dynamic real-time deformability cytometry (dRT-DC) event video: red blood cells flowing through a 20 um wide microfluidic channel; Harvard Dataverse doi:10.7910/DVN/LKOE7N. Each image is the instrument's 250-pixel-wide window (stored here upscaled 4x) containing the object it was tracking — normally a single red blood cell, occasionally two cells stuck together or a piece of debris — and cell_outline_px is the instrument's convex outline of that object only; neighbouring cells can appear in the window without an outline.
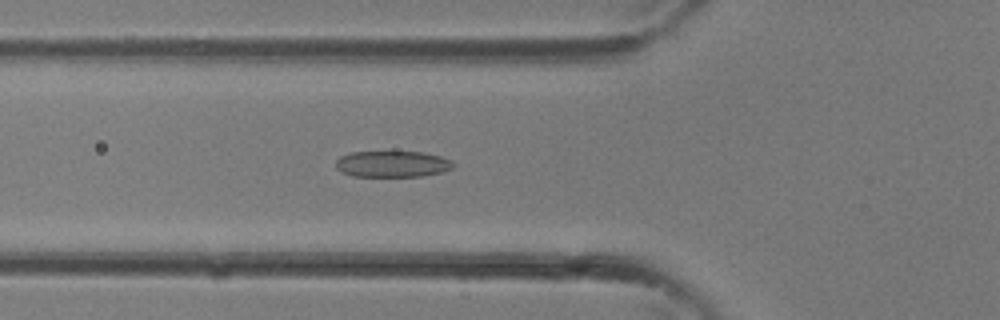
{"species": "common noctule bat (a hibernating species)", "species_latin": "Nyctalus noctula", "temperature_condition": "room temperature", "stored_images_in_passage": 26, "camera_frame_rate_fps": 3000, "um_per_image_px": 0.085, "animal": {"sex": "female"}, "frame": {"image": 1, "passage_image": 4, "time_ms": 1.0, "image_size_px": [1000, 320], "cell_outline_px": [[456, 164], [452, 168], [444, 172], [420, 176], [352, 176], [340, 172], [336, 168], [336, 160], [340, 156], [352, 152], [392, 148], [424, 152], [440, 156], [452, 160]], "centroid_in_image_um": [33.35, 13.88], "position_along_channel_um": 92.4, "area_um2": 19.13}}
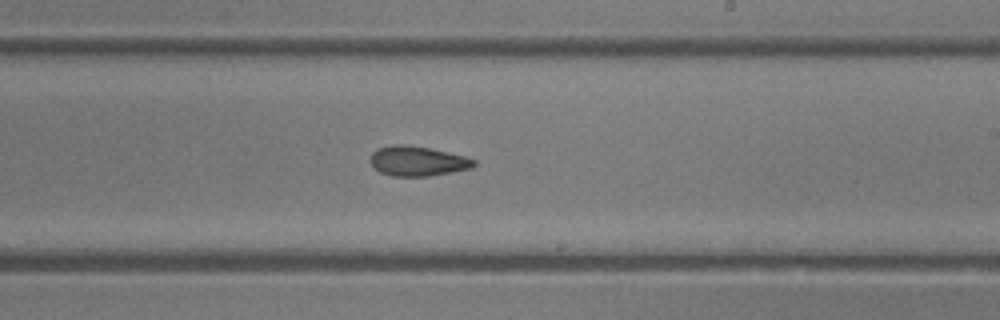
{"frame": {"image": 2, "passage_image": 12, "time_ms": 3.667, "image_size_px": [1000, 320], "cell_outline_px": [[476, 164], [472, 168], [452, 172], [428, 176], [392, 176], [380, 172], [368, 160], [372, 152], [376, 148], [392, 144], [404, 144], [428, 148], [464, 156], [476, 160]], "centroid_in_image_um": [35.46, 13.69], "position_along_channel_um": 253.5, "area_um2": 18.03}}
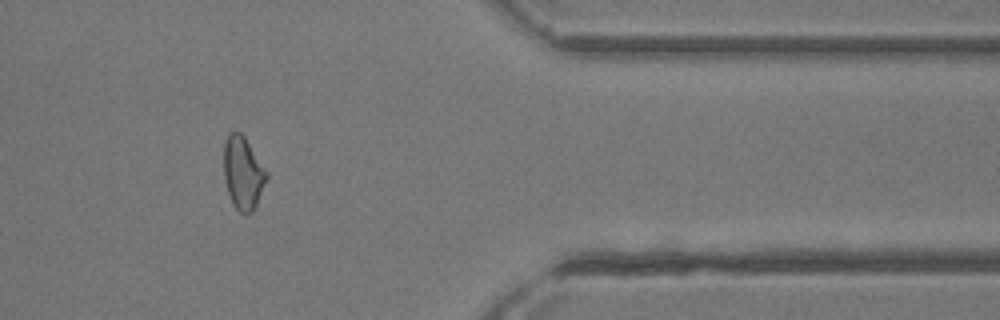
{"frame": {"image": 3, "passage_image": 20, "time_ms": 6.333, "image_size_px": [1000, 320], "cell_outline_px": [[268, 176], [256, 208], [252, 212], [240, 212], [236, 208], [228, 192], [224, 180], [224, 140], [228, 132], [240, 132], [244, 136]], "centroid_in_image_um": [20.63, 14.69], "position_along_channel_um": 390.8, "area_um2": 17.8}}